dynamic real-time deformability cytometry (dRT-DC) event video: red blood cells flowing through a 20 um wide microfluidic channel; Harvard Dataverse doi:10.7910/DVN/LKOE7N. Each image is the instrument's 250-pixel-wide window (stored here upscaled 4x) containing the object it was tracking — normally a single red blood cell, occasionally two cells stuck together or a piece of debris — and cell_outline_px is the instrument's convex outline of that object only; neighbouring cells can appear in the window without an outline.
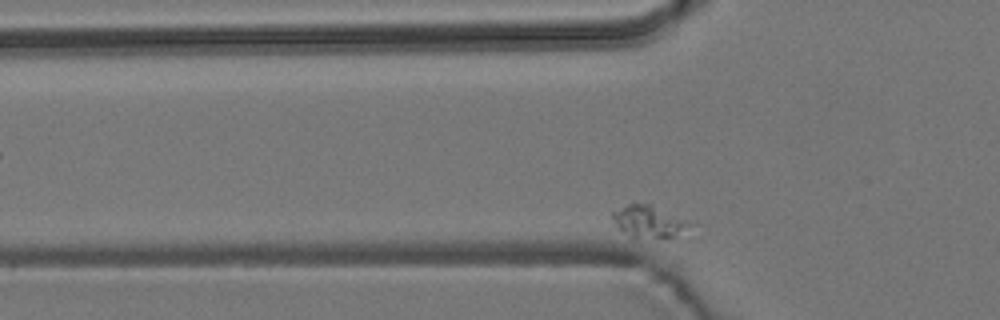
{"species": "common noctule bat (a hibernating species)", "species_latin": "Nyctalus noctula", "temperature_condition": "room temperature", "stored_images_in_passage": 6, "camera_frame_rate_fps": 3000, "um_per_image_px": 0.085, "animal": {"sex": "male", "body_mass_g": 19.2, "forearm_length_mm": 51.8}, "frame": {"image": 1, "passage_image": 6, "time_ms": 6.333, "image_size_px": [1000, 320], "cell_outline_px": [[688, 224], [668, 240], [632, 240], [616, 224], [612, 216], [612, 212], [628, 204], [648, 204]], "centroid_in_image_um": [54.97, 18.93], "position_along_channel_um": 70.8, "area_um2": 13.76}}